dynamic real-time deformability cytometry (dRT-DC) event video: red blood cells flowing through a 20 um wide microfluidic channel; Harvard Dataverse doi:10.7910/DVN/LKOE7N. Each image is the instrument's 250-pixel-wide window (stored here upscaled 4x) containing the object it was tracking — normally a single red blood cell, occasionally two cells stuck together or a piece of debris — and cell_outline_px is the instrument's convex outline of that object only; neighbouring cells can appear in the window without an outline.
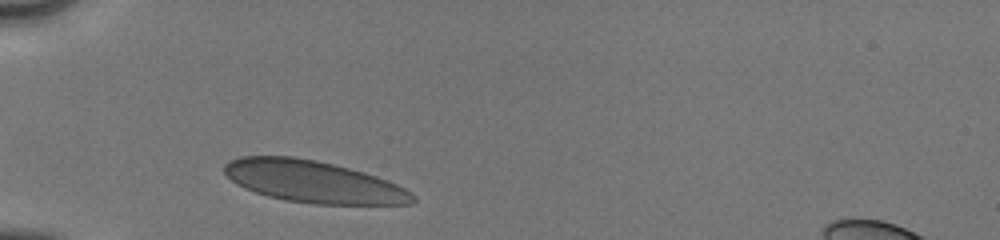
{"species": "human", "species_latin": "Homo sapiens", "temperature_condition": "cold", "stored_images_in_passage": 2, "camera_frame_rate_fps": 3000, "um_per_image_px": 0.085, "donor": {"sex": "male"}, "frame": {"image": 1, "passage_image": 1, "time_ms": 0.0, "image_size_px": [1000, 240], "cell_outline_px": [[416, 200], [412, 204], [312, 204], [284, 200], [268, 196], [244, 188], [236, 184], [224, 172], [224, 164], [228, 160], [240, 156], [292, 156], [316, 160], [364, 172], [388, 180], [412, 192], [416, 196]], "centroid_in_image_um": [26.63, 15.44], "position_along_channel_um": 58.4, "area_um2": 46.12}}
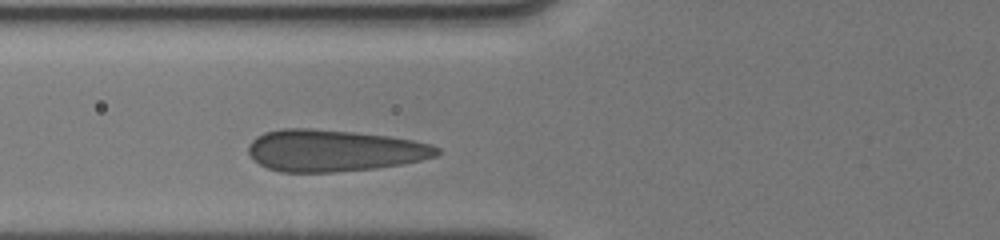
{"frame": {"image": 2, "passage_image": 2, "time_ms": 1.333, "image_size_px": [1000, 240], "cell_outline_px": [[440, 152], [436, 156], [420, 160], [400, 164], [376, 168], [336, 172], [280, 172], [268, 168], [252, 160], [248, 152], [248, 144], [256, 136], [264, 132], [280, 128], [312, 128], [356, 132], [392, 136], [412, 140], [428, 144], [440, 148]], "centroid_in_image_um": [28.34, 12.79], "position_along_channel_um": 97.5, "area_um2": 46.18}}